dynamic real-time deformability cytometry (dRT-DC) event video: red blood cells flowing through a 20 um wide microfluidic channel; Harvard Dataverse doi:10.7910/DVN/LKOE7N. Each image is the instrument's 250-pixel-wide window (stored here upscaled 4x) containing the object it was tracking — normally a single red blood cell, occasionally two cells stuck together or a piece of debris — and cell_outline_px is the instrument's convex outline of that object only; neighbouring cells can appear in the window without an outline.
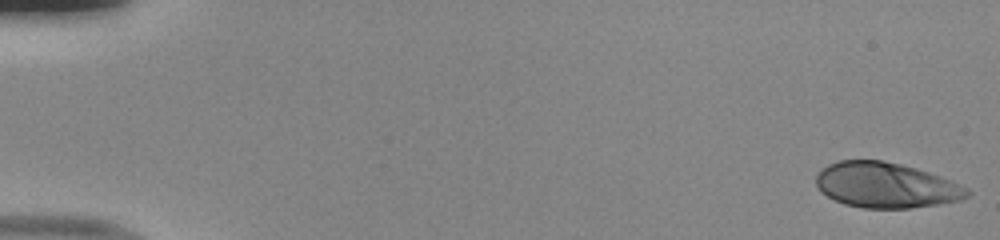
{"species": "human", "species_latin": "Homo sapiens", "temperature_condition": "room temperature", "stored_images_in_passage": 51, "camera_frame_rate_fps": 3000, "um_per_image_px": 0.085, "donor": {"sex": "male"}, "frame": {"image": 1, "passage_image": 1, "time_ms": 0.0, "image_size_px": [1000, 240], "cell_outline_px": [[972, 192], [968, 196], [960, 200], [936, 204], [908, 208], [864, 208], [844, 204], [820, 192], [816, 184], [816, 176], [828, 164], [840, 160], [884, 160], [916, 168], [940, 176], [968, 188]], "centroid_in_image_um": [75.3, 15.74], "position_along_channel_um": 9.7, "area_um2": 39.71}}
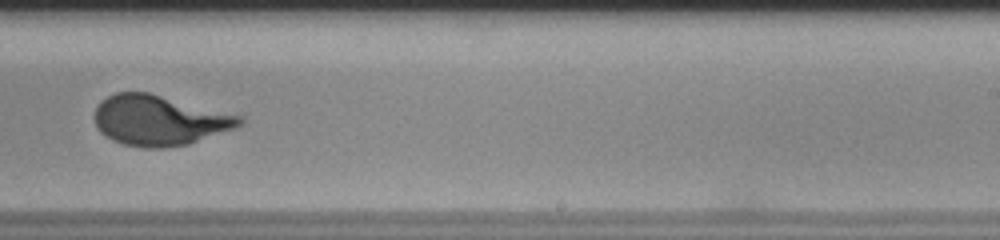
{"frame": {"image": 2, "passage_image": 33, "time_ms": 10.667, "image_size_px": [1000, 240], "cell_outline_px": [[244, 120], [236, 128], [188, 144], [164, 148], [144, 148], [124, 144], [112, 140], [100, 132], [96, 128], [92, 116], [100, 100], [116, 92], [148, 92], [244, 116]], "centroid_in_image_um": [13.51, 10.23], "position_along_channel_um": 275.5, "area_um2": 42.77}}
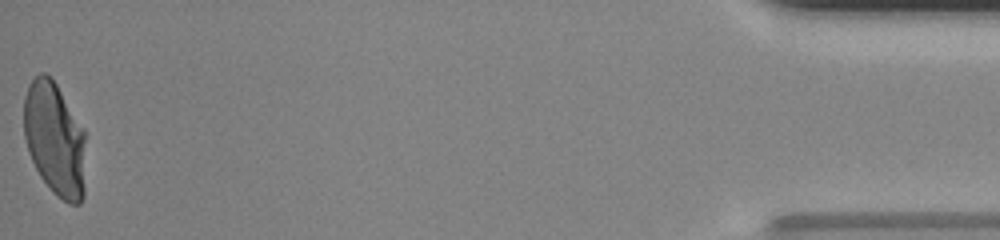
{"frame": {"image": 3, "passage_image": 51, "time_ms": 16.667, "image_size_px": [1000, 240], "cell_outline_px": [[84, 196], [80, 204], [68, 204], [56, 196], [52, 192], [40, 176], [28, 152], [24, 136], [24, 96], [28, 84], [40, 72], [44, 72], [56, 84], [84, 128]], "centroid_in_image_um": [4.64, 11.84], "position_along_channel_um": 430.6, "area_um2": 41.1}, "authors_computed_cell_mechanics": {"area_um2": 42.0784, "velocity_mm_per_s": 4.0422, "shape_relaxation_time_tau1_ms": 5.2052, "shape_relaxation_time_tau2_ms": null, "deformation_change_tau1": 0.2476, "deformation_change_tau2": null}}